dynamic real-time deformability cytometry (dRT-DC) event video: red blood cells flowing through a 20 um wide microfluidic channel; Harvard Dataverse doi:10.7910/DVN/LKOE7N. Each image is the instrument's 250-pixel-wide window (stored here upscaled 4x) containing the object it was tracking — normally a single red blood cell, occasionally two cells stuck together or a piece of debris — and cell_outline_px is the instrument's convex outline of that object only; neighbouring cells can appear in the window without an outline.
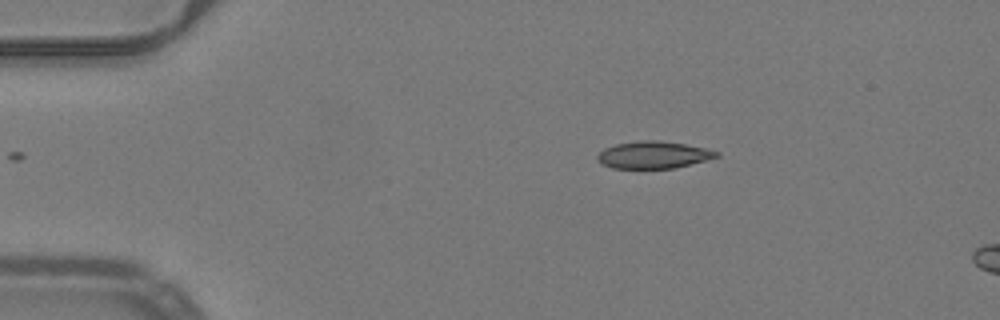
{"species": "common noctule bat (a hibernating species)", "species_latin": "Nyctalus noctula", "temperature_condition": "warm", "stored_images_in_passage": 5, "camera_frame_rate_fps": 3000, "um_per_image_px": 0.085, "animal": {"sex": "male", "body_mass_g": 19.2, "forearm_length_mm": 51.8}, "frame": {"image": 1, "passage_image": 1, "time_ms": 0.0, "image_size_px": [1000, 320], "cell_outline_px": [[720, 156], [676, 168], [612, 168], [600, 164], [596, 156], [604, 148], [616, 144], [636, 140], [656, 140], [684, 144], [704, 148], [720, 152]], "centroid_in_image_um": [55.51, 13.16], "position_along_channel_um": 29.5, "area_um2": 18.84}}